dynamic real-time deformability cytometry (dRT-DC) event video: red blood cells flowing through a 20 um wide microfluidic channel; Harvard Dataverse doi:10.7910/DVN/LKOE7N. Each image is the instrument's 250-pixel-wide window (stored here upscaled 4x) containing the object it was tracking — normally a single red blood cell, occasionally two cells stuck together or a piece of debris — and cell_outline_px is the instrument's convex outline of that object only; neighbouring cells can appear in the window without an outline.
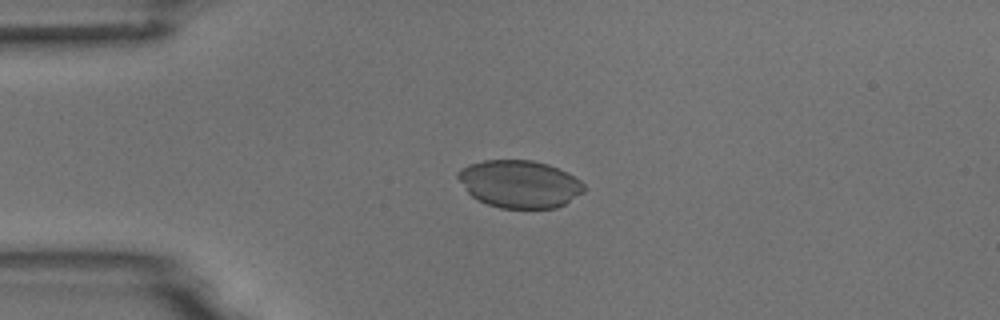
{"species": "common noctule bat (a hibernating species)", "species_latin": "Nyctalus noctula", "temperature_condition": "room temperature", "stored_images_in_passage": 3, "camera_frame_rate_fps": 3000, "um_per_image_px": 0.085, "animal": {"sex": "male", "body_mass_g": 18.8}, "frame": {"image": 1, "passage_image": 2, "time_ms": 0.333, "image_size_px": [1000, 320], "cell_outline_px": [[588, 188], [584, 192], [564, 204], [556, 208], [500, 208], [476, 200], [468, 192], [456, 176], [456, 172], [460, 168], [468, 164], [484, 160], [532, 160], [548, 164], [568, 172], [580, 180]], "centroid_in_image_um": [44.16, 15.63], "position_along_channel_um": 40.8, "area_um2": 35.2}}